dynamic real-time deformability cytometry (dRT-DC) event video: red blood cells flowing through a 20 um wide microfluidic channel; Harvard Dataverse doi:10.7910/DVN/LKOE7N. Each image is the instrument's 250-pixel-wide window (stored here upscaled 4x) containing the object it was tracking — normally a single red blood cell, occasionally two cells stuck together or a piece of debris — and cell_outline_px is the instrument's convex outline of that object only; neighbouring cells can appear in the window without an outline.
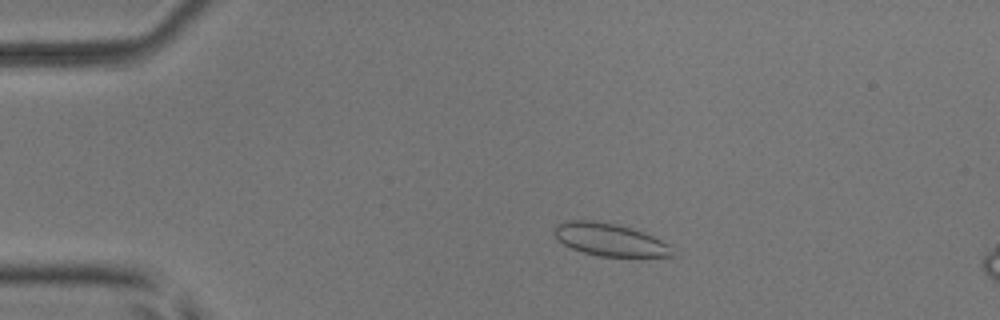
{"species": "common noctule bat (a hibernating species)", "species_latin": "Nyctalus noctula", "temperature_condition": "room temperature", "stored_images_in_passage": 15, "camera_frame_rate_fps": 3000, "um_per_image_px": 0.085, "animal": {"sex": "male", "body_mass_g": 17.9, "forearm_length_mm": 54.2}, "frame": {"image": 1, "passage_image": 9, "time_ms": 2.667, "image_size_px": [1000, 320], "cell_outline_px": [[680, 256], [600, 256], [584, 252], [572, 248], [564, 244], [552, 232], [552, 228], [556, 224], [568, 220], [596, 220], [616, 224], [652, 236], [668, 244]], "centroid_in_image_um": [51.81, 20.37], "position_along_channel_um": 33.2, "area_um2": 22.25}}